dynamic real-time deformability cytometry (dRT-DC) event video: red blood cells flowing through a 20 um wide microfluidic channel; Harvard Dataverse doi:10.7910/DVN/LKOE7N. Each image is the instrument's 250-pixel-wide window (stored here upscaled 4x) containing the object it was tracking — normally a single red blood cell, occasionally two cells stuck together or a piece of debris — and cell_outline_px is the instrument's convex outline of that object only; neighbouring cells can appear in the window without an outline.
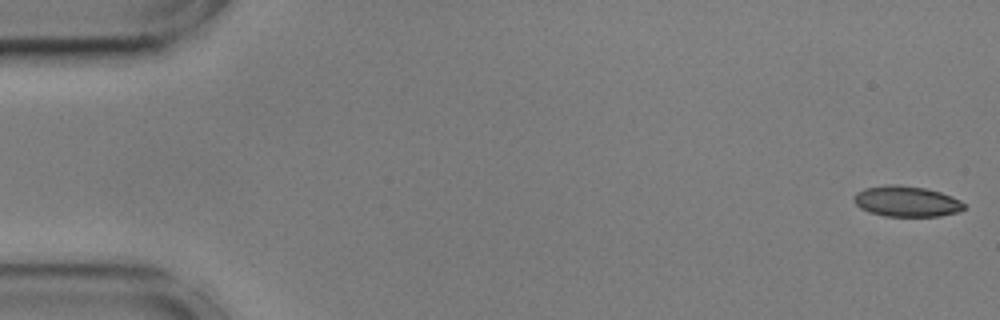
{"species": "common noctule bat (a hibernating species)", "species_latin": "Nyctalus noctula", "temperature_condition": "cold", "stored_images_in_passage": 32, "camera_frame_rate_fps": 3000, "um_per_image_px": 0.085, "animal": {"sex": "male", "body_mass_g": 17.9, "forearm_length_mm": 54.2}, "frame": {"image": 1, "passage_image": 1, "time_ms": 0.0, "image_size_px": [1000, 320], "cell_outline_px": [[964, 208], [960, 212], [940, 216], [884, 216], [868, 212], [860, 208], [852, 200], [852, 196], [856, 192], [864, 188], [884, 184], [896, 184], [924, 188], [940, 192], [952, 196], [960, 200], [964, 204]], "centroid_in_image_um": [77.01, 17.11], "position_along_channel_um": 8.0, "area_um2": 19.94}}
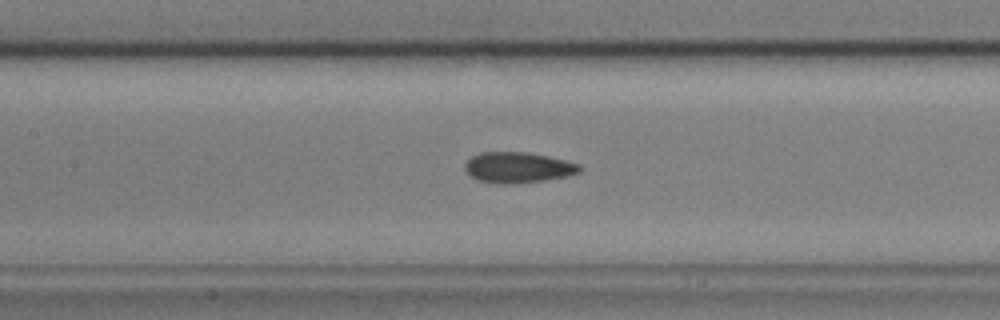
{"frame": {"image": 2, "passage_image": 25, "time_ms": 8.0, "image_size_px": [1000, 320], "cell_outline_px": [[580, 172], [568, 176], [544, 180], [516, 184], [496, 184], [480, 180], [472, 176], [464, 168], [464, 164], [472, 156], [480, 152], [528, 152], [548, 156], [580, 164]], "centroid_in_image_um": [44.03, 14.24], "position_along_channel_um": 163.4, "area_um2": 20.52}}